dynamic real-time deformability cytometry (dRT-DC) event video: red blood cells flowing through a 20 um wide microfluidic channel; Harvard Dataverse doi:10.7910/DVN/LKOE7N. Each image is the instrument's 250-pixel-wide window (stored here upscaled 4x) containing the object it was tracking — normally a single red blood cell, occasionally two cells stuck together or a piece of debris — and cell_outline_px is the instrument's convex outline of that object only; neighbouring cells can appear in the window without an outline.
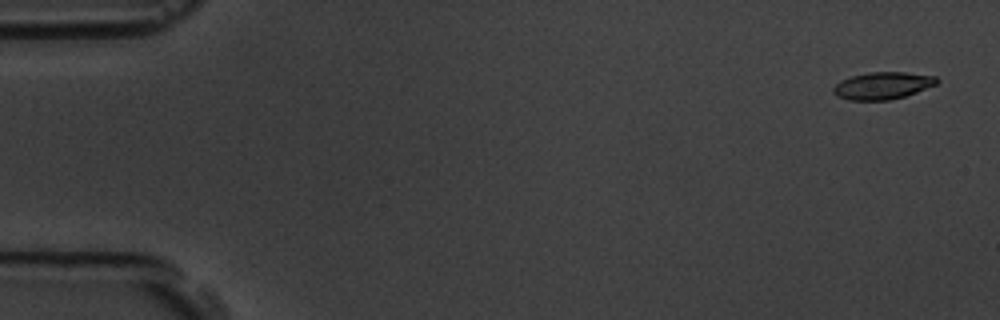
{"species": "common noctule bat (a hibernating species)", "species_latin": "Nyctalus noctula", "temperature_condition": "room temperature", "stored_images_in_passage": 5, "camera_frame_rate_fps": 3000, "um_per_image_px": 0.085, "animal": {"sex": "male", "body_mass_g": 19.5, "forearm_length_mm": 54.6}, "frame": {"image": 1, "passage_image": 1, "time_ms": 0.0, "image_size_px": [1000, 320], "cell_outline_px": [[940, 80], [936, 84], [916, 92], [904, 96], [888, 100], [848, 100], [836, 96], [832, 92], [832, 88], [840, 80], [852, 76], [868, 72], [904, 72], [936, 76]], "centroid_in_image_um": [74.99, 7.27], "position_along_channel_um": 10.0, "area_um2": 16.42}}
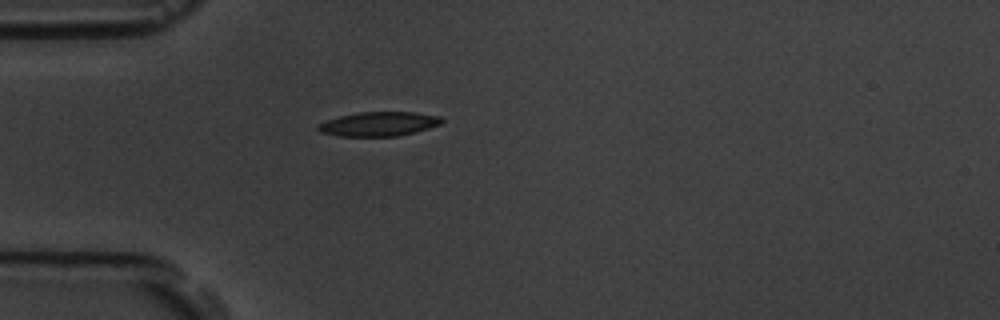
{"frame": {"image": 2, "passage_image": 5, "time_ms": 4.667, "image_size_px": [1000, 320], "cell_outline_px": [[444, 120], [440, 124], [428, 128], [396, 136], [340, 136], [320, 132], [316, 128], [320, 124], [328, 120], [340, 116], [360, 112], [412, 112], [440, 116]], "centroid_in_image_um": [32.2, 10.53], "position_along_channel_um": 52.8, "area_um2": 17.17}}